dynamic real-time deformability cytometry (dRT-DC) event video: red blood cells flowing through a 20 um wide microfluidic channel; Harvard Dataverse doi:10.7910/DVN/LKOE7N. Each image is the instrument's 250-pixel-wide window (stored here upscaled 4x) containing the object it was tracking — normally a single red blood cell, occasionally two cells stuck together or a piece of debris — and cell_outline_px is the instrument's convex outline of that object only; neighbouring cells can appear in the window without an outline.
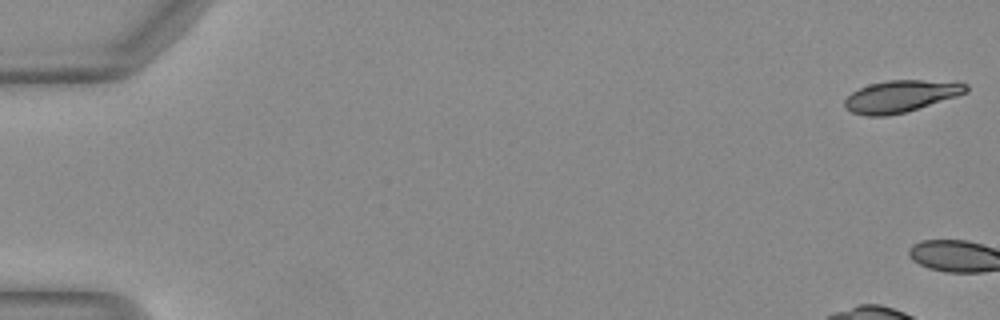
{"species": "Egyptian fruit bat (a non-hibernating species)", "species_latin": "Rousettus aegyptiacus", "temperature_condition": "warm", "stored_images_in_passage": 3, "camera_frame_rate_fps": 3000, "um_per_image_px": 0.085, "animal": {"sex": "female"}, "frame": {"image": 1, "passage_image": 1, "time_ms": 0.0, "image_size_px": [1000, 320], "cell_outline_px": [[968, 92], [956, 96], [904, 112], [888, 116], [868, 116], [852, 112], [844, 108], [844, 100], [852, 92], [868, 84], [888, 80], [920, 80], [968, 84]], "centroid_in_image_um": [76.5, 8.18], "position_along_channel_um": 8.5, "area_um2": 22.2}}